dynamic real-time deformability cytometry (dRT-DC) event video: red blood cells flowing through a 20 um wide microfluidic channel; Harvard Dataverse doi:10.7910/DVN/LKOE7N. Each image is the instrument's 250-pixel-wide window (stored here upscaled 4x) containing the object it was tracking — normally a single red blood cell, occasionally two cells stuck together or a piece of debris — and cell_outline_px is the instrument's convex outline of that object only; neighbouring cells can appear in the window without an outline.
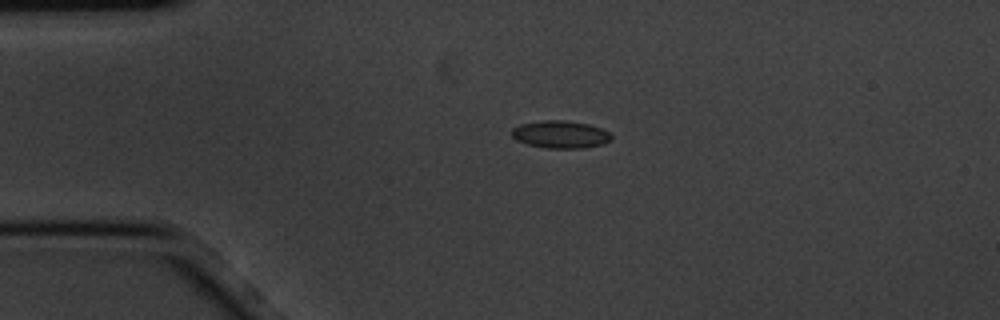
{"species": "common noctule bat (a hibernating species)", "species_latin": "Nyctalus noctula", "temperature_condition": "cold", "stored_images_in_passage": 3, "camera_frame_rate_fps": 3000, "um_per_image_px": 0.085, "animal": {"sex": "male", "body_mass_g": 20.1, "forearm_length_mm": 53.5}, "frame": {"image": 1, "passage_image": 2, "time_ms": 0.333, "image_size_px": [1000, 320], "cell_outline_px": [[612, 140], [604, 144], [584, 148], [544, 148], [528, 144], [516, 140], [508, 132], [512, 128], [520, 124], [540, 120], [564, 120], [588, 124], [600, 128], [608, 132], [612, 136]], "centroid_in_image_um": [47.61, 11.42], "position_along_channel_um": 37.4, "area_um2": 16.18}}